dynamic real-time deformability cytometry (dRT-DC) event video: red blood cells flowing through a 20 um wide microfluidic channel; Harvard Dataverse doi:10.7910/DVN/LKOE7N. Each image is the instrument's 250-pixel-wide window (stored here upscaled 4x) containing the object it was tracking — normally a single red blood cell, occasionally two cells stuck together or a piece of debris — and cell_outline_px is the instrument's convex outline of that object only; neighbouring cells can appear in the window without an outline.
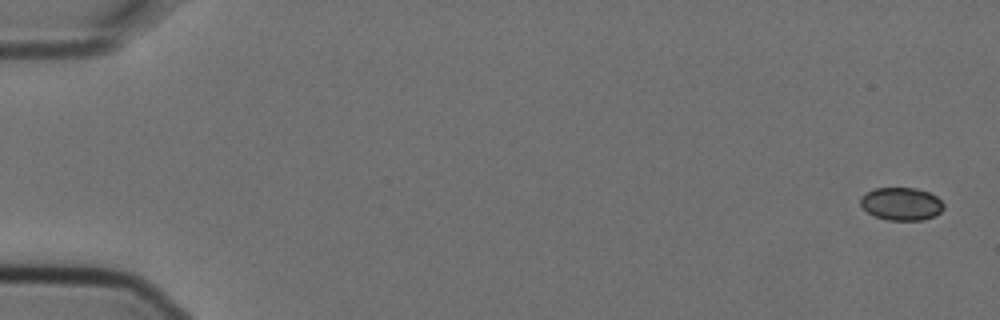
{"species": "Egyptian fruit bat (a non-hibernating species)", "species_latin": "Rousettus aegyptiacus", "temperature_condition": "cold", "stored_images_in_passage": 8, "camera_frame_rate_fps": 3000, "um_per_image_px": 0.085, "animal": {"sex": "female"}, "frame": {"image": 1, "passage_image": 1, "time_ms": 0.0, "image_size_px": [1000, 320], "cell_outline_px": [[944, 208], [936, 216], [924, 220], [888, 220], [876, 216], [868, 212], [860, 204], [860, 196], [876, 188], [916, 188], [928, 192], [936, 196], [944, 204]], "centroid_in_image_um": [76.64, 17.33], "position_along_channel_um": 8.4, "area_um2": 15.9}}
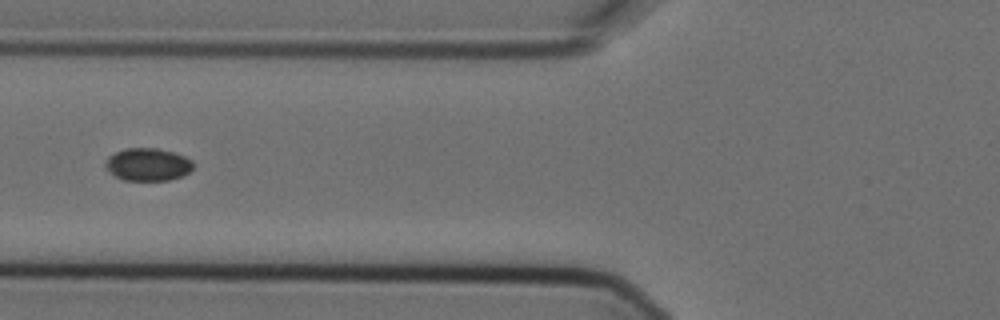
{"frame": {"image": 2, "passage_image": 6, "time_ms": 1.667, "image_size_px": [1000, 320], "cell_outline_px": [[192, 168], [184, 176], [168, 180], [124, 180], [116, 176], [104, 164], [104, 160], [108, 156], [124, 148], [156, 148], [172, 152], [184, 156], [192, 160]], "centroid_in_image_um": [12.56, 13.97], "position_along_channel_um": 113.2, "area_um2": 16.59}}
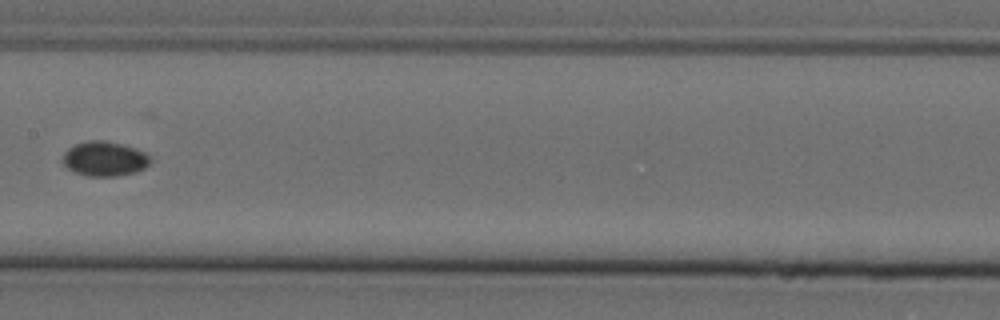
{"frame": {"image": 3, "passage_image": 8, "time_ms": 2.333, "image_size_px": [1000, 320], "cell_outline_px": [[152, 160], [144, 168], [136, 172], [116, 176], [88, 176], [76, 172], [68, 168], [64, 164], [64, 152], [68, 148], [76, 144], [88, 140], [108, 140], [136, 148], [152, 156]], "centroid_in_image_um": [8.93, 13.48], "position_along_channel_um": 198.5, "area_um2": 17.74}}